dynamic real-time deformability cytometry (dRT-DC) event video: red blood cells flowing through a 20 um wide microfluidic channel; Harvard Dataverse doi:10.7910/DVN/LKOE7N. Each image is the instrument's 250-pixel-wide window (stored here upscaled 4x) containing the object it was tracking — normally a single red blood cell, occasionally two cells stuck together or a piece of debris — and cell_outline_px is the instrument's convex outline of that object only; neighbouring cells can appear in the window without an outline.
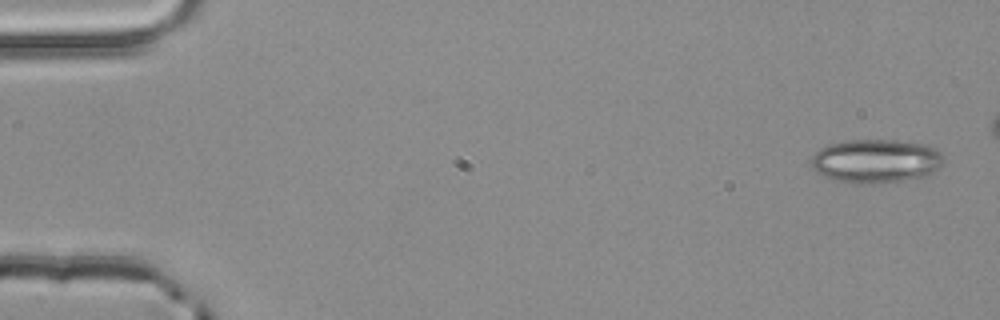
{"species": "common noctule bat (a hibernating species)", "species_latin": "Nyctalus noctula", "temperature_condition": "room temperature", "stored_images_in_passage": 4, "camera_frame_rate_fps": 3000, "um_per_image_px": 0.085, "animal": {"sex": "male", "body_mass_g": 20.4}, "frame": {"image": 1, "passage_image": 1, "time_ms": 0.0, "image_size_px": [1000, 320], "cell_outline_px": [[944, 160], [928, 176], [904, 180], [872, 184], [856, 184], [832, 180], [816, 172], [812, 168], [812, 156], [820, 148], [828, 144], [848, 140], [896, 140], [924, 144], [936, 148], [940, 152]], "centroid_in_image_um": [74.42, 13.69], "position_along_channel_um": 10.6, "area_um2": 33.93}}